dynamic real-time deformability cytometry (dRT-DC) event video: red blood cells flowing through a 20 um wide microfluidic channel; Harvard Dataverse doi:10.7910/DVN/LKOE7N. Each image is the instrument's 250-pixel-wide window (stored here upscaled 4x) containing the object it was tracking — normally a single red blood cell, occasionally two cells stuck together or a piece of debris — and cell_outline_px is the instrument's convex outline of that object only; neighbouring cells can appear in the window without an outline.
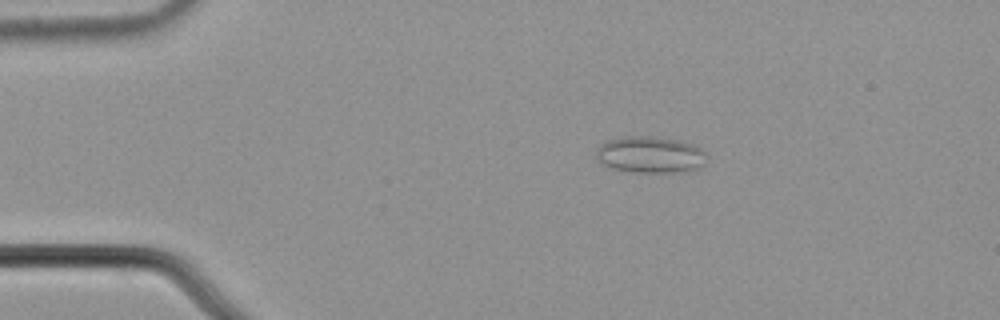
{"species": "common noctule bat (a hibernating species)", "species_latin": "Nyctalus noctula", "temperature_condition": "cold", "stored_images_in_passage": 47, "camera_frame_rate_fps": 3000, "um_per_image_px": 0.085, "animal": {"sex": "male", "body_mass_g": 21.5, "forearm_length_mm": 52.0}, "frame": {"image": 1, "passage_image": 2, "time_ms": 0.333, "image_size_px": [1000, 320], "cell_outline_px": [[704, 164], [700, 168], [676, 172], [636, 172], [612, 168], [596, 160], [596, 148], [600, 144], [608, 140], [624, 136], [644, 136], [676, 140], [696, 144], [704, 152]], "centroid_in_image_um": [55.24, 13.14], "position_along_channel_um": 29.8, "area_um2": 23.41}}
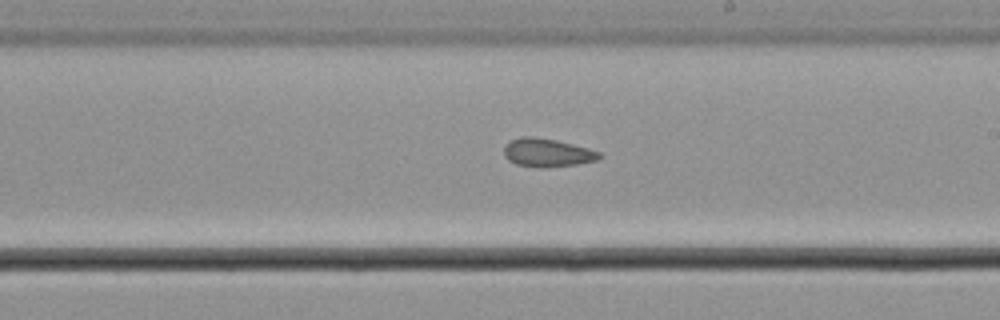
{"frame": {"image": 2, "passage_image": 24, "time_ms": 7.667, "image_size_px": [1000, 320], "cell_outline_px": [[604, 156], [596, 160], [576, 164], [540, 168], [536, 168], [516, 164], [508, 160], [504, 156], [504, 148], [512, 140], [520, 136], [532, 136], [556, 140], [588, 148], [600, 152]], "centroid_in_image_um": [46.51, 12.98], "position_along_channel_um": 242.5, "area_um2": 15.72}}
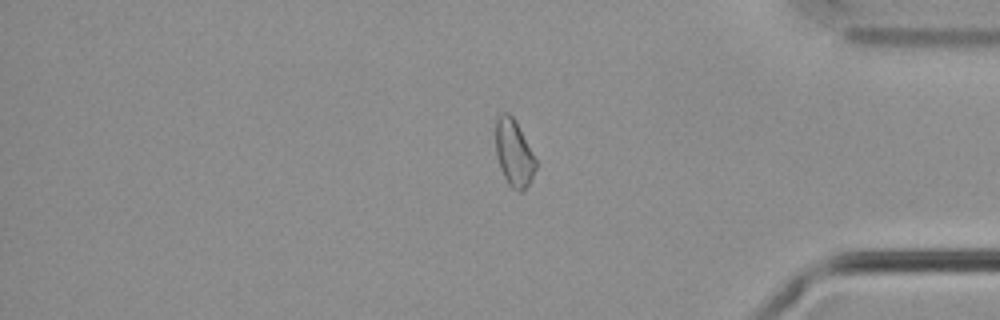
{"frame": {"image": 3, "passage_image": 38, "time_ms": 12.333, "image_size_px": [1000, 320], "cell_outline_px": [[536, 168], [524, 192], [520, 192], [512, 188], [508, 184], [500, 168], [496, 156], [496, 120], [500, 112], [508, 112], [516, 120], [536, 160]], "centroid_in_image_um": [43.67, 13.0], "position_along_channel_um": 391.5, "area_um2": 15.61}, "authors_computed_cell_mechanics": {"area_um2": 16.0684, "velocity_mm_per_s": 3.6907, "shape_relaxation_time_tau1_ms": null, "shape_relaxation_time_tau2_ms": 1.6692, "deformation_change_tau1": null, "deformation_change_tau2": 0.0683}}